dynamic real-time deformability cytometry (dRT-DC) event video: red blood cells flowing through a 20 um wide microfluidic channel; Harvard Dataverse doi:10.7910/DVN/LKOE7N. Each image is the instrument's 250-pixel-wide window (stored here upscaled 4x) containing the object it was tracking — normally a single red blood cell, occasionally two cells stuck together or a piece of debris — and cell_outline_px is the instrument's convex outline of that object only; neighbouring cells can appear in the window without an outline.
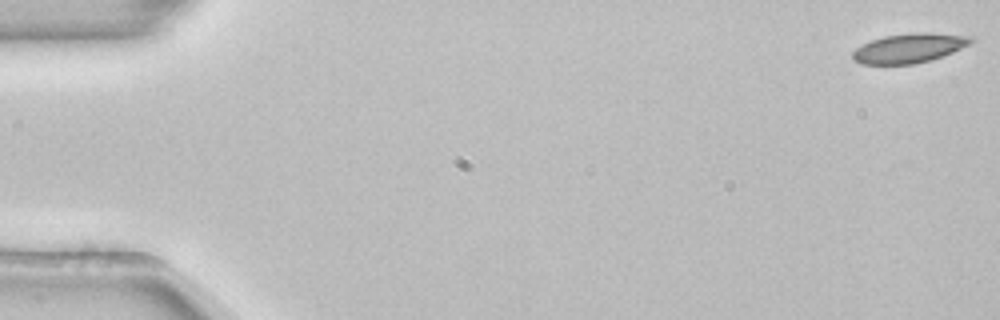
{"species": "common noctule bat (a hibernating species)", "species_latin": "Nyctalus noctula", "temperature_condition": "room temperature", "stored_images_in_passage": 8, "camera_frame_rate_fps": 3000, "um_per_image_px": 0.085, "animal": {"sex": "female", "body_mass_g": 22.7, "forearm_length_mm": 54.2}, "frame": {"image": 1, "passage_image": 1, "time_ms": 0.0, "image_size_px": [1000, 320], "cell_outline_px": [[976, 40], [952, 52], [928, 60], [912, 64], [860, 64], [852, 60], [852, 52], [856, 48], [872, 40], [884, 36], [916, 32], [928, 32], [972, 36]], "centroid_in_image_um": [77.26, 4.08], "position_along_channel_um": 7.7, "area_um2": 20.11}}